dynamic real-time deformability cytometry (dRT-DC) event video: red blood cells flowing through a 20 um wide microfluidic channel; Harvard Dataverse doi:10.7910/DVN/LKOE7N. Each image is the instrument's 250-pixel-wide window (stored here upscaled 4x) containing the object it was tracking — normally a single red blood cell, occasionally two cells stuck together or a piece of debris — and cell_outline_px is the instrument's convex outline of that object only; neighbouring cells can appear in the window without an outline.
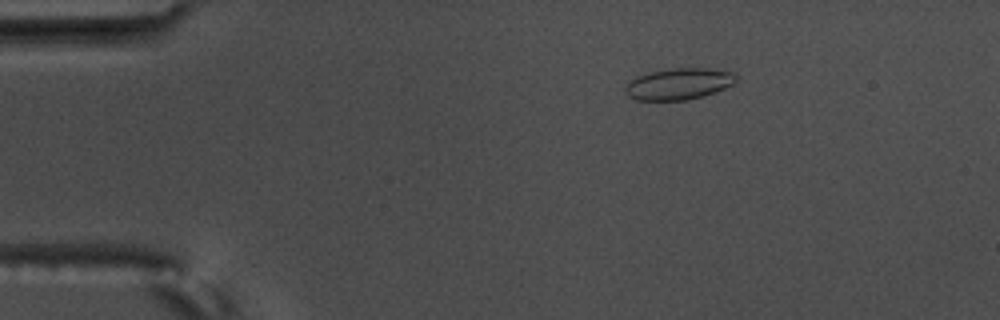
{"species": "common noctule bat (a hibernating species)", "species_latin": "Nyctalus noctula", "temperature_condition": "warm", "stored_images_in_passage": 6, "camera_frame_rate_fps": 3000, "um_per_image_px": 0.085, "animal": {"sex": "male", "body_mass_g": 17.5, "forearm_length_mm": 52.3}, "frame": {"image": 1, "passage_image": 3, "time_ms": 0.667, "image_size_px": [1000, 320], "cell_outline_px": [[740, 76], [732, 84], [724, 88], [704, 96], [688, 100], [636, 100], [628, 96], [624, 92], [624, 88], [636, 76], [652, 72], [676, 68], [708, 68], [732, 72]], "centroid_in_image_um": [57.71, 7.14], "position_along_channel_um": 27.3, "area_um2": 20.23}}